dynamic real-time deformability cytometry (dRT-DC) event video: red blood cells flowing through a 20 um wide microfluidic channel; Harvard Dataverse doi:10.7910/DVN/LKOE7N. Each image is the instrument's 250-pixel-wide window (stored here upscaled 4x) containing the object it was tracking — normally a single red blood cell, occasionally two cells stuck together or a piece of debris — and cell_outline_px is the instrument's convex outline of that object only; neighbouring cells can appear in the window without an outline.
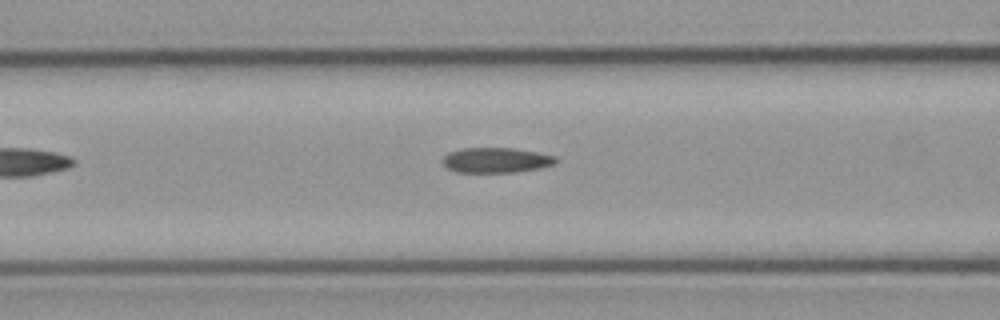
{"species": "common noctule bat (a hibernating species)", "species_latin": "Nyctalus noctula", "temperature_condition": "cold", "stored_images_in_passage": 5, "camera_frame_rate_fps": 3000, "um_per_image_px": 0.085, "animal": {"sex": "male", "body_mass_g": 23.1, "forearm_length_mm": 52.7}, "frame": {"image": 1, "passage_image": 5, "time_ms": 6.333, "image_size_px": [1000, 320], "cell_outline_px": [[556, 164], [540, 168], [516, 172], [456, 172], [448, 168], [444, 164], [444, 156], [448, 152], [464, 148], [512, 148], [536, 152], [556, 156]], "centroid_in_image_um": [42.19, 13.61], "position_along_channel_um": 124.4, "area_um2": 16.47}}